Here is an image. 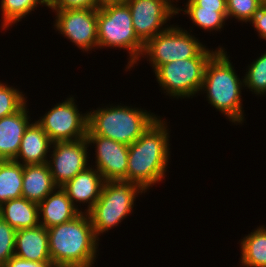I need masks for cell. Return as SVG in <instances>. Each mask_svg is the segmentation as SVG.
I'll return each instance as SVG.
<instances>
[{"instance_id": "ffe728a7", "label": "cell", "mask_w": 266, "mask_h": 267, "mask_svg": "<svg viewBox=\"0 0 266 267\" xmlns=\"http://www.w3.org/2000/svg\"><path fill=\"white\" fill-rule=\"evenodd\" d=\"M0 217L15 230L40 225L38 203L24 197L11 199L0 206Z\"/></svg>"}, {"instance_id": "30bf717a", "label": "cell", "mask_w": 266, "mask_h": 267, "mask_svg": "<svg viewBox=\"0 0 266 267\" xmlns=\"http://www.w3.org/2000/svg\"><path fill=\"white\" fill-rule=\"evenodd\" d=\"M130 8L135 34L145 45L150 39L166 30L163 25L182 9L176 8L171 0H125Z\"/></svg>"}, {"instance_id": "603a6c76", "label": "cell", "mask_w": 266, "mask_h": 267, "mask_svg": "<svg viewBox=\"0 0 266 267\" xmlns=\"http://www.w3.org/2000/svg\"><path fill=\"white\" fill-rule=\"evenodd\" d=\"M185 6L187 9L182 11L190 16L193 23L204 30L221 29L224 21L227 20V9H203L192 0H188Z\"/></svg>"}, {"instance_id": "9a60e30c", "label": "cell", "mask_w": 266, "mask_h": 267, "mask_svg": "<svg viewBox=\"0 0 266 267\" xmlns=\"http://www.w3.org/2000/svg\"><path fill=\"white\" fill-rule=\"evenodd\" d=\"M26 104L17 112L0 119V160H14L29 126Z\"/></svg>"}, {"instance_id": "2e32d148", "label": "cell", "mask_w": 266, "mask_h": 267, "mask_svg": "<svg viewBox=\"0 0 266 267\" xmlns=\"http://www.w3.org/2000/svg\"><path fill=\"white\" fill-rule=\"evenodd\" d=\"M104 182L101 173L88 166L61 188L67 193L74 206L75 201L88 203L87 213L99 199Z\"/></svg>"}, {"instance_id": "5b68a950", "label": "cell", "mask_w": 266, "mask_h": 267, "mask_svg": "<svg viewBox=\"0 0 266 267\" xmlns=\"http://www.w3.org/2000/svg\"><path fill=\"white\" fill-rule=\"evenodd\" d=\"M98 46L118 47L129 51L128 69L142 56L144 44L135 34L130 8L126 2L97 8Z\"/></svg>"}, {"instance_id": "44dd1931", "label": "cell", "mask_w": 266, "mask_h": 267, "mask_svg": "<svg viewBox=\"0 0 266 267\" xmlns=\"http://www.w3.org/2000/svg\"><path fill=\"white\" fill-rule=\"evenodd\" d=\"M23 166L15 160H0V206L22 197Z\"/></svg>"}, {"instance_id": "52a82bcc", "label": "cell", "mask_w": 266, "mask_h": 267, "mask_svg": "<svg viewBox=\"0 0 266 267\" xmlns=\"http://www.w3.org/2000/svg\"><path fill=\"white\" fill-rule=\"evenodd\" d=\"M216 51L204 48L195 58L161 65L154 70L159 85L172 97L195 95L201 90L206 64Z\"/></svg>"}, {"instance_id": "d6a6232c", "label": "cell", "mask_w": 266, "mask_h": 267, "mask_svg": "<svg viewBox=\"0 0 266 267\" xmlns=\"http://www.w3.org/2000/svg\"><path fill=\"white\" fill-rule=\"evenodd\" d=\"M120 2H125V0H95V3L99 7L110 3H120Z\"/></svg>"}, {"instance_id": "4dcf8cb0", "label": "cell", "mask_w": 266, "mask_h": 267, "mask_svg": "<svg viewBox=\"0 0 266 267\" xmlns=\"http://www.w3.org/2000/svg\"><path fill=\"white\" fill-rule=\"evenodd\" d=\"M260 37L266 40V2L259 8L251 20Z\"/></svg>"}, {"instance_id": "d4e9b609", "label": "cell", "mask_w": 266, "mask_h": 267, "mask_svg": "<svg viewBox=\"0 0 266 267\" xmlns=\"http://www.w3.org/2000/svg\"><path fill=\"white\" fill-rule=\"evenodd\" d=\"M243 85L257 95L266 93V52L249 66Z\"/></svg>"}, {"instance_id": "cb8c5ba5", "label": "cell", "mask_w": 266, "mask_h": 267, "mask_svg": "<svg viewBox=\"0 0 266 267\" xmlns=\"http://www.w3.org/2000/svg\"><path fill=\"white\" fill-rule=\"evenodd\" d=\"M37 4L48 6L44 0H2V29L8 28L12 23L19 22L20 19L26 17L28 13L38 6Z\"/></svg>"}, {"instance_id": "3957f363", "label": "cell", "mask_w": 266, "mask_h": 267, "mask_svg": "<svg viewBox=\"0 0 266 267\" xmlns=\"http://www.w3.org/2000/svg\"><path fill=\"white\" fill-rule=\"evenodd\" d=\"M226 52L221 47L206 64L201 91H206L209 103L227 115L232 122L242 123L241 82L237 78ZM203 89V90H202Z\"/></svg>"}, {"instance_id": "d6986e66", "label": "cell", "mask_w": 266, "mask_h": 267, "mask_svg": "<svg viewBox=\"0 0 266 267\" xmlns=\"http://www.w3.org/2000/svg\"><path fill=\"white\" fill-rule=\"evenodd\" d=\"M55 188L48 163L23 166L22 197L39 204Z\"/></svg>"}, {"instance_id": "5bb4252c", "label": "cell", "mask_w": 266, "mask_h": 267, "mask_svg": "<svg viewBox=\"0 0 266 267\" xmlns=\"http://www.w3.org/2000/svg\"><path fill=\"white\" fill-rule=\"evenodd\" d=\"M14 255L35 262H51L48 230L38 225L16 230Z\"/></svg>"}, {"instance_id": "277c9868", "label": "cell", "mask_w": 266, "mask_h": 267, "mask_svg": "<svg viewBox=\"0 0 266 267\" xmlns=\"http://www.w3.org/2000/svg\"><path fill=\"white\" fill-rule=\"evenodd\" d=\"M87 114V135H99L127 145L133 144L158 119L153 113L120 105Z\"/></svg>"}, {"instance_id": "836d02e7", "label": "cell", "mask_w": 266, "mask_h": 267, "mask_svg": "<svg viewBox=\"0 0 266 267\" xmlns=\"http://www.w3.org/2000/svg\"><path fill=\"white\" fill-rule=\"evenodd\" d=\"M93 266L92 264L90 265H61V266H54V267H91Z\"/></svg>"}, {"instance_id": "8fae6325", "label": "cell", "mask_w": 266, "mask_h": 267, "mask_svg": "<svg viewBox=\"0 0 266 267\" xmlns=\"http://www.w3.org/2000/svg\"><path fill=\"white\" fill-rule=\"evenodd\" d=\"M56 11L55 26L83 51L98 46L97 8Z\"/></svg>"}, {"instance_id": "7c38bea8", "label": "cell", "mask_w": 266, "mask_h": 267, "mask_svg": "<svg viewBox=\"0 0 266 267\" xmlns=\"http://www.w3.org/2000/svg\"><path fill=\"white\" fill-rule=\"evenodd\" d=\"M52 145L54 150L48 165L53 181L59 188L87 168L89 144L83 138L77 141L53 142Z\"/></svg>"}, {"instance_id": "e0dca14e", "label": "cell", "mask_w": 266, "mask_h": 267, "mask_svg": "<svg viewBox=\"0 0 266 267\" xmlns=\"http://www.w3.org/2000/svg\"><path fill=\"white\" fill-rule=\"evenodd\" d=\"M52 143L42 127L37 122H32L25 129L19 152L14 160L22 165L48 163L47 154L50 152ZM19 158L22 159V163Z\"/></svg>"}, {"instance_id": "4fadbf2b", "label": "cell", "mask_w": 266, "mask_h": 267, "mask_svg": "<svg viewBox=\"0 0 266 267\" xmlns=\"http://www.w3.org/2000/svg\"><path fill=\"white\" fill-rule=\"evenodd\" d=\"M96 145V169L104 181L127 180L129 145L99 135H86Z\"/></svg>"}, {"instance_id": "8992f818", "label": "cell", "mask_w": 266, "mask_h": 267, "mask_svg": "<svg viewBox=\"0 0 266 267\" xmlns=\"http://www.w3.org/2000/svg\"><path fill=\"white\" fill-rule=\"evenodd\" d=\"M146 191L131 181L109 180L103 183L100 197L87 212L94 228L95 236L121 223L132 212L138 193Z\"/></svg>"}, {"instance_id": "1f68e13d", "label": "cell", "mask_w": 266, "mask_h": 267, "mask_svg": "<svg viewBox=\"0 0 266 267\" xmlns=\"http://www.w3.org/2000/svg\"><path fill=\"white\" fill-rule=\"evenodd\" d=\"M203 9H227L226 0H192Z\"/></svg>"}, {"instance_id": "f546056e", "label": "cell", "mask_w": 266, "mask_h": 267, "mask_svg": "<svg viewBox=\"0 0 266 267\" xmlns=\"http://www.w3.org/2000/svg\"><path fill=\"white\" fill-rule=\"evenodd\" d=\"M52 262H35L12 256L3 267H54Z\"/></svg>"}, {"instance_id": "7a4b0ae2", "label": "cell", "mask_w": 266, "mask_h": 267, "mask_svg": "<svg viewBox=\"0 0 266 267\" xmlns=\"http://www.w3.org/2000/svg\"><path fill=\"white\" fill-rule=\"evenodd\" d=\"M47 230L50 258L55 266L94 264L99 239L86 212Z\"/></svg>"}, {"instance_id": "7402d4cb", "label": "cell", "mask_w": 266, "mask_h": 267, "mask_svg": "<svg viewBox=\"0 0 266 267\" xmlns=\"http://www.w3.org/2000/svg\"><path fill=\"white\" fill-rule=\"evenodd\" d=\"M241 263L247 267H266V227H258L241 241Z\"/></svg>"}, {"instance_id": "484cf974", "label": "cell", "mask_w": 266, "mask_h": 267, "mask_svg": "<svg viewBox=\"0 0 266 267\" xmlns=\"http://www.w3.org/2000/svg\"><path fill=\"white\" fill-rule=\"evenodd\" d=\"M266 0H226L227 19L235 17L238 21L250 22Z\"/></svg>"}, {"instance_id": "e575fe53", "label": "cell", "mask_w": 266, "mask_h": 267, "mask_svg": "<svg viewBox=\"0 0 266 267\" xmlns=\"http://www.w3.org/2000/svg\"><path fill=\"white\" fill-rule=\"evenodd\" d=\"M44 1H45L47 4H49L51 0H44Z\"/></svg>"}, {"instance_id": "ba28073f", "label": "cell", "mask_w": 266, "mask_h": 267, "mask_svg": "<svg viewBox=\"0 0 266 267\" xmlns=\"http://www.w3.org/2000/svg\"><path fill=\"white\" fill-rule=\"evenodd\" d=\"M204 48L187 30L170 26L144 45L142 55H148L155 70L176 60L195 58Z\"/></svg>"}, {"instance_id": "4316f807", "label": "cell", "mask_w": 266, "mask_h": 267, "mask_svg": "<svg viewBox=\"0 0 266 267\" xmlns=\"http://www.w3.org/2000/svg\"><path fill=\"white\" fill-rule=\"evenodd\" d=\"M0 82V119L19 111L26 103L23 94Z\"/></svg>"}, {"instance_id": "f1b7e54d", "label": "cell", "mask_w": 266, "mask_h": 267, "mask_svg": "<svg viewBox=\"0 0 266 267\" xmlns=\"http://www.w3.org/2000/svg\"><path fill=\"white\" fill-rule=\"evenodd\" d=\"M48 7L53 10L99 8L95 0H51Z\"/></svg>"}, {"instance_id": "83f0119b", "label": "cell", "mask_w": 266, "mask_h": 267, "mask_svg": "<svg viewBox=\"0 0 266 267\" xmlns=\"http://www.w3.org/2000/svg\"><path fill=\"white\" fill-rule=\"evenodd\" d=\"M16 230L0 217V267L14 256Z\"/></svg>"}, {"instance_id": "6da1fadb", "label": "cell", "mask_w": 266, "mask_h": 267, "mask_svg": "<svg viewBox=\"0 0 266 267\" xmlns=\"http://www.w3.org/2000/svg\"><path fill=\"white\" fill-rule=\"evenodd\" d=\"M159 118L131 145L128 153L127 180L145 191L165 176L169 159V133Z\"/></svg>"}, {"instance_id": "9c48e42d", "label": "cell", "mask_w": 266, "mask_h": 267, "mask_svg": "<svg viewBox=\"0 0 266 267\" xmlns=\"http://www.w3.org/2000/svg\"><path fill=\"white\" fill-rule=\"evenodd\" d=\"M52 142L77 141L86 138L88 114H80L74 98L55 105L36 121Z\"/></svg>"}, {"instance_id": "ac0fdd59", "label": "cell", "mask_w": 266, "mask_h": 267, "mask_svg": "<svg viewBox=\"0 0 266 267\" xmlns=\"http://www.w3.org/2000/svg\"><path fill=\"white\" fill-rule=\"evenodd\" d=\"M57 189V192L54 190L38 204L39 217L42 216L43 219L39 223L46 229L70 221L81 212L61 187Z\"/></svg>"}]
</instances>
